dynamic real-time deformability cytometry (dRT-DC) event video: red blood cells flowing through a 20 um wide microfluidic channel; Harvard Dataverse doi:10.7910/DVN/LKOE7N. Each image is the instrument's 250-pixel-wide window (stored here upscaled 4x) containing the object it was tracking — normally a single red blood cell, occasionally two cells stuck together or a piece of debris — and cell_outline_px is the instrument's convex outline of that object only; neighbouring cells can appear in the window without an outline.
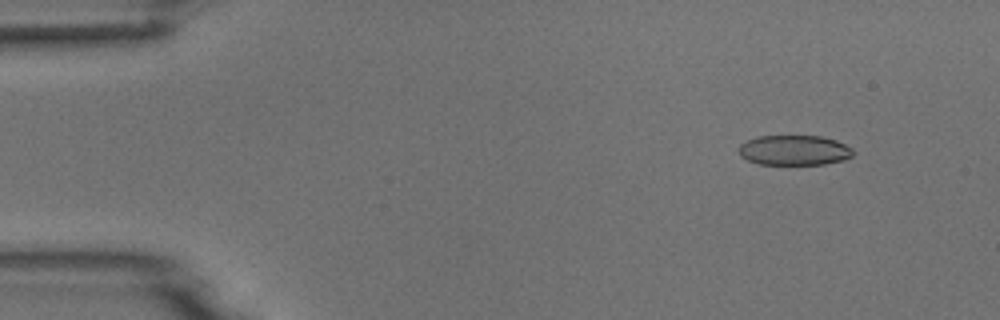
{"species": "common noctule bat (a hibernating species)", "species_latin": "Nyctalus noctula", "temperature_condition": "room temperature", "stored_images_in_passage": 9, "camera_frame_rate_fps": 3000, "um_per_image_px": 0.085, "animal": {"sex": "male", "body_mass_g": 18.8}, "frame": {"image": 1, "passage_image": 2, "time_ms": 1.0, "image_size_px": [1000, 320], "cell_outline_px": [[852, 156], [844, 160], [824, 164], [760, 164], [748, 160], [740, 156], [740, 144], [756, 136], [820, 136], [836, 140], [852, 148]], "centroid_in_image_um": [67.51, 12.77], "position_along_channel_um": 17.5, "area_um2": 19.88}}
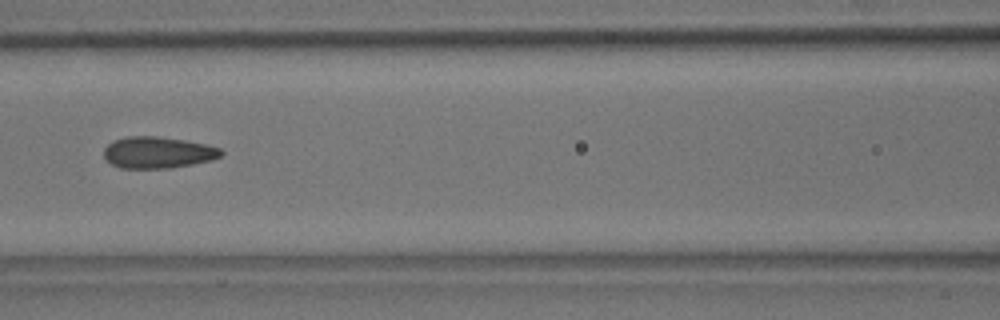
{"frame": {"image": 2, "passage_image": 7, "time_ms": 7.0, "image_size_px": [1000, 320], "cell_outline_px": [[224, 152], [220, 156], [212, 160], [192, 164], [168, 168], [120, 168], [104, 160], [104, 148], [112, 140], [128, 136], [156, 136], [184, 140], [208, 144], [220, 148]], "centroid_in_image_um": [13.4, 12.95], "position_along_channel_um": 153.2, "area_um2": 21.68}}